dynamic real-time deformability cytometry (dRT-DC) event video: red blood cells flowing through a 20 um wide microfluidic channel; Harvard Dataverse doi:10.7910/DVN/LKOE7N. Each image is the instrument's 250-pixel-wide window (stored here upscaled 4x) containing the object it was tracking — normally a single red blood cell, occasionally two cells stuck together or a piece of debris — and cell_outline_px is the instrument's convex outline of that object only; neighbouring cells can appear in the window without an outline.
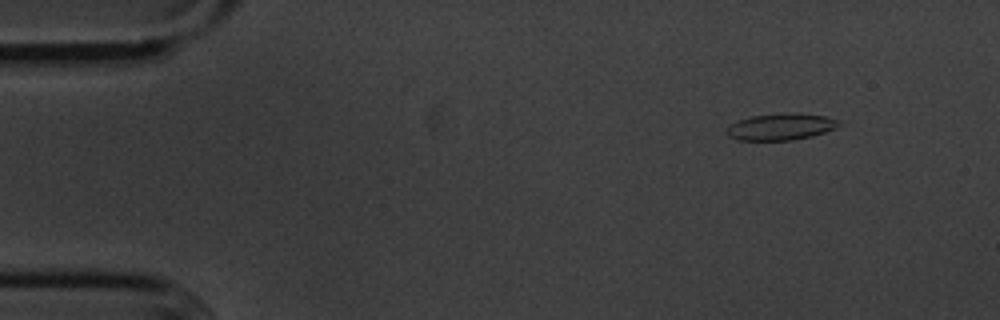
{"species": "common noctule bat (a hibernating species)", "species_latin": "Nyctalus noctula", "temperature_condition": "cold", "stored_images_in_passage": 55, "camera_frame_rate_fps": 3000, "um_per_image_px": 0.085, "animal": {"sex": "male", "body_mass_g": 20.1, "forearm_length_mm": 53.5}, "frame": {"image": 1, "passage_image": 6, "time_ms": 1.667, "image_size_px": [1000, 320], "cell_outline_px": [[844, 124], [836, 128], [812, 136], [792, 140], [736, 140], [728, 136], [724, 132], [732, 124], [740, 120], [752, 116], [784, 112], [796, 112], [828, 116], [840, 120]], "centroid_in_image_um": [66.44, 10.76], "position_along_channel_um": 18.6, "area_um2": 17.74}}
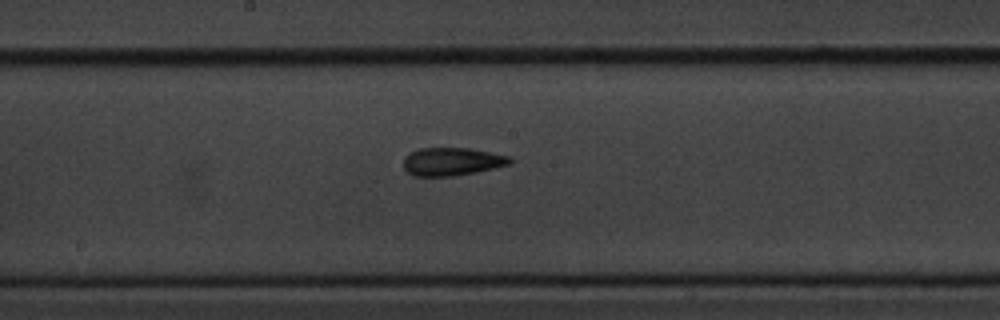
{"frame": {"image": 2, "passage_image": 29, "time_ms": 9.333, "image_size_px": [1000, 320], "cell_outline_px": [[512, 164], [476, 172], [456, 176], [412, 176], [404, 168], [404, 156], [408, 152], [416, 148], [468, 148], [508, 156], [512, 160]], "centroid_in_image_um": [38.37, 13.73], "position_along_channel_um": 209.8, "area_um2": 17.51}}
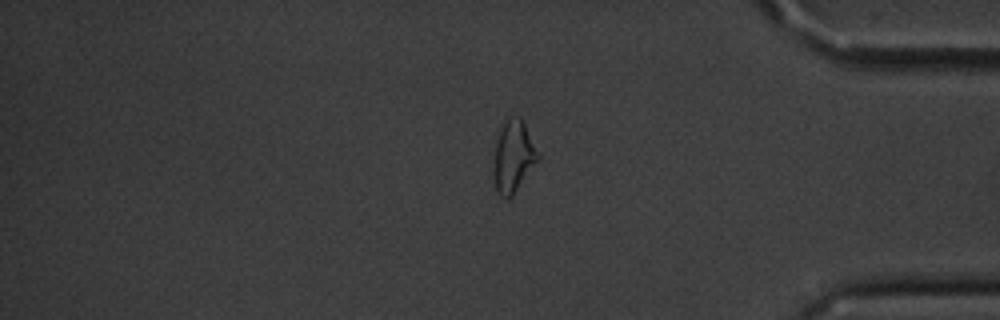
{"frame": {"image": 3, "passage_image": 46, "time_ms": 15.0, "image_size_px": [1000, 320], "cell_outline_px": [[540, 156], [512, 196], [508, 200], [500, 196], [496, 192], [496, 140], [504, 124], [508, 120], [520, 116], [540, 152]], "centroid_in_image_um": [43.69, 13.32], "position_along_channel_um": 391.5, "area_um2": 17.63}, "authors_computed_cell_mechanics": {"area_um2": 17.5134, "velocity_mm_per_s": 3.619, "shape_relaxation_time_tau1_ms": 5.1241, "shape_relaxation_time_tau2_ms": 3.4915, "deformation_change_tau1": 0.1489, "deformation_change_tau2": 0.1087}}